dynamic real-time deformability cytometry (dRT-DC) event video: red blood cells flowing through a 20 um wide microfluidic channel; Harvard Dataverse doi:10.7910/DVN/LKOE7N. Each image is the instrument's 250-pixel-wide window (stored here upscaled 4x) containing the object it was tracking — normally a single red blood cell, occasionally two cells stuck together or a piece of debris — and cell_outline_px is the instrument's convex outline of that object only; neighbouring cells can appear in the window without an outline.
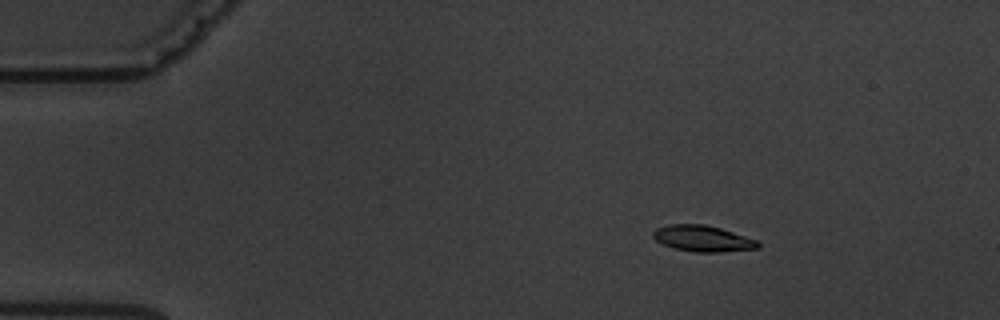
{"species": "common noctule bat (a hibernating species)", "species_latin": "Nyctalus noctula", "temperature_condition": "warm", "stored_images_in_passage": 9, "camera_frame_rate_fps": 3000, "um_per_image_px": 0.085, "animal": {"sex": "male", "body_mass_g": 19.5, "forearm_length_mm": 54.6}, "frame": {"image": 1, "passage_image": 3, "time_ms": 2.333, "image_size_px": [1000, 320], "cell_outline_px": [[760, 248], [720, 252], [696, 252], [672, 248], [656, 240], [652, 236], [652, 232], [656, 228], [668, 224], [704, 224], [720, 228], [756, 240], [760, 244]], "centroid_in_image_um": [59.7, 20.27], "position_along_channel_um": 25.3, "area_um2": 15.9}}
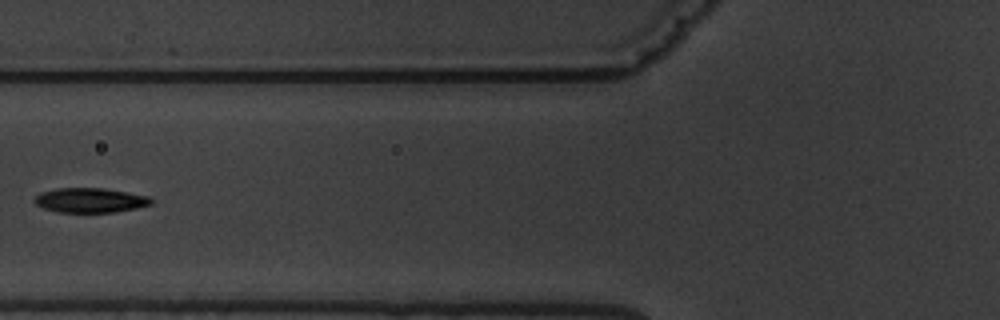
{"frame": {"image": 2, "passage_image": 7, "time_ms": 7.0, "image_size_px": [1000, 320], "cell_outline_px": [[152, 204], [136, 208], [112, 212], [56, 212], [44, 208], [36, 204], [32, 200], [40, 192], [56, 188], [104, 188], [148, 196], [152, 200]], "centroid_in_image_um": [7.62, 17.02], "position_along_channel_um": 118.2, "area_um2": 16.7}}
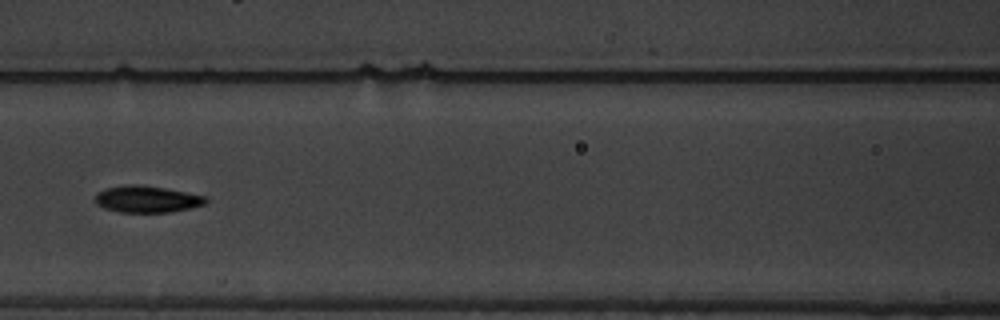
{"frame": {"image": 3, "passage_image": 8, "time_ms": 8.0, "image_size_px": [1000, 320], "cell_outline_px": [[208, 200], [204, 204], [192, 208], [172, 212], [120, 212], [104, 208], [96, 204], [96, 192], [104, 188], [124, 184], [140, 184], [164, 188], [208, 196]], "centroid_in_image_um": [12.49, 16.92], "position_along_channel_um": 154.1, "area_um2": 17.46}}